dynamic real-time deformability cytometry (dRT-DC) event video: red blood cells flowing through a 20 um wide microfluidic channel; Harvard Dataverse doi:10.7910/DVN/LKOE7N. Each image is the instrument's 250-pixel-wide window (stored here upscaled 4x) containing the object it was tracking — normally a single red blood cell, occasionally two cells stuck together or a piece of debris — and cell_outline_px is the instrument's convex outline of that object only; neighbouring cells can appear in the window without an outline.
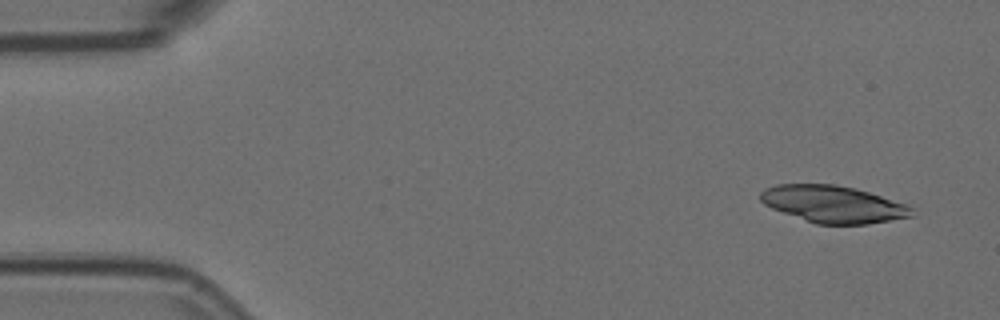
{"species": "Egyptian fruit bat (a non-hibernating species)", "species_latin": "Rousettus aegyptiacus", "temperature_condition": "room temperature", "stored_images_in_passage": 5, "camera_frame_rate_fps": 3000, "um_per_image_px": 0.085, "animal": {"sex": "female"}, "frame": {"image": 1, "passage_image": 2, "time_ms": 0.333, "image_size_px": [1000, 320], "cell_outline_px": [[916, 216], [868, 224], [816, 224], [772, 208], [764, 204], [760, 200], [760, 192], [764, 188], [776, 184], [836, 184], [856, 188], [904, 204], [912, 208]], "centroid_in_image_um": [70.81, 17.35], "position_along_channel_um": 14.2, "area_um2": 32.6}}